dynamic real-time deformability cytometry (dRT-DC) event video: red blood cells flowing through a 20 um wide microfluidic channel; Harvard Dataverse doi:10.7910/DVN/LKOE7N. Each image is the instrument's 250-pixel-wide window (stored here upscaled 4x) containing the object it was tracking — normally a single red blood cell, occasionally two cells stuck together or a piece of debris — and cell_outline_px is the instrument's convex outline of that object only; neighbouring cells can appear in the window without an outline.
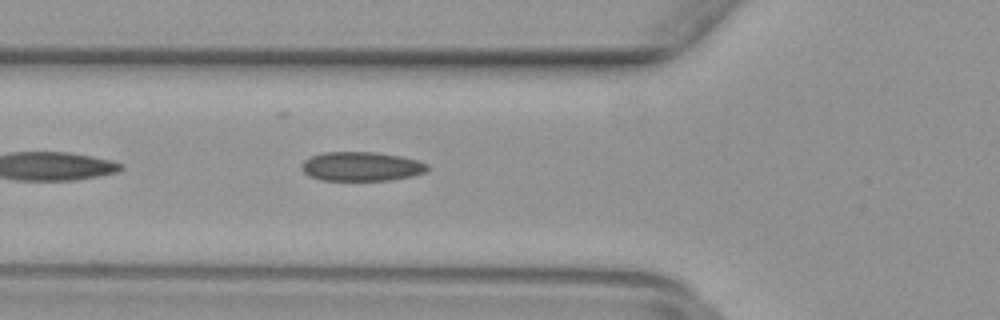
{"species": "common noctule bat (a hibernating species)", "species_latin": "Nyctalus noctula", "temperature_condition": "warm", "stored_images_in_passage": 36, "camera_frame_rate_fps": 3000, "um_per_image_px": 0.085, "animal": {"sex": "female", "body_mass_g": 29.2, "forearm_length_mm": 56.3}, "frame": {"image": 1, "passage_image": 4, "time_ms": 1.0, "image_size_px": [1000, 320], "cell_outline_px": [[428, 168], [424, 172], [412, 176], [392, 180], [320, 180], [308, 176], [300, 168], [304, 160], [312, 156], [324, 152], [376, 152], [400, 156], [416, 160], [428, 164]], "centroid_in_image_um": [30.69, 14.15], "position_along_channel_um": 95.1, "area_um2": 21.39}}
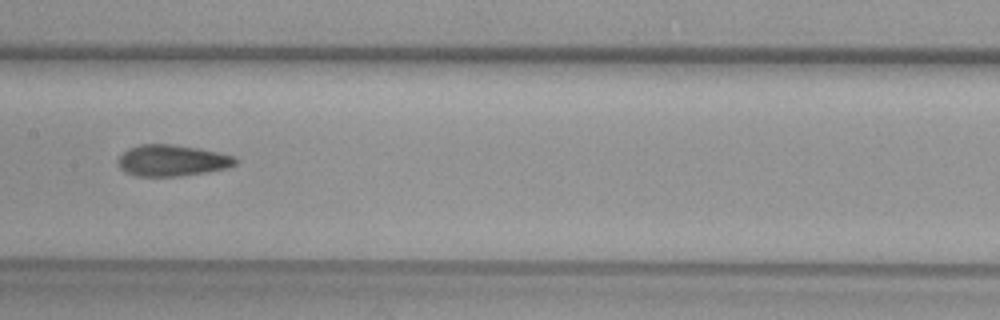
{"frame": {"image": 2, "passage_image": 11, "time_ms": 3.333, "image_size_px": [1000, 320], "cell_outline_px": [[240, 160], [236, 164], [228, 168], [208, 172], [180, 176], [136, 176], [124, 172], [120, 168], [120, 156], [128, 148], [140, 144], [172, 144], [200, 148], [236, 156]], "centroid_in_image_um": [14.69, 13.64], "position_along_channel_um": 192.7, "area_um2": 21.62}}
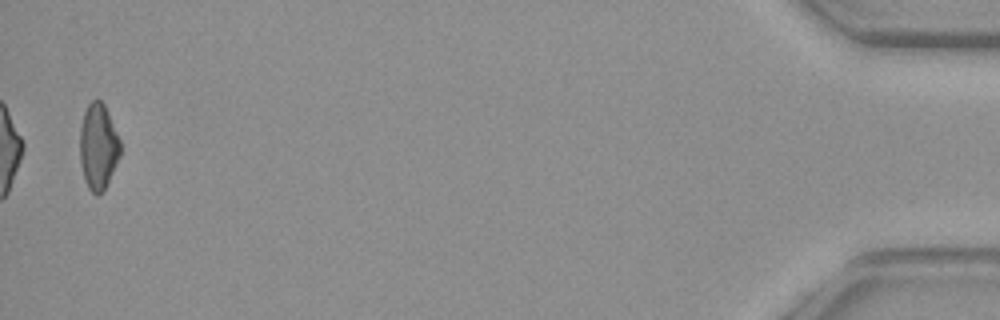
{"frame": {"image": 3, "passage_image": 35, "time_ms": 11.333, "image_size_px": [1000, 320], "cell_outline_px": [[120, 156], [104, 192], [96, 196], [88, 188], [84, 180], [80, 164], [80, 128], [84, 112], [88, 104], [92, 100], [100, 100], [104, 104], [120, 140]], "centroid_in_image_um": [8.34, 12.51], "position_along_channel_um": 426.9, "area_um2": 20.35}}